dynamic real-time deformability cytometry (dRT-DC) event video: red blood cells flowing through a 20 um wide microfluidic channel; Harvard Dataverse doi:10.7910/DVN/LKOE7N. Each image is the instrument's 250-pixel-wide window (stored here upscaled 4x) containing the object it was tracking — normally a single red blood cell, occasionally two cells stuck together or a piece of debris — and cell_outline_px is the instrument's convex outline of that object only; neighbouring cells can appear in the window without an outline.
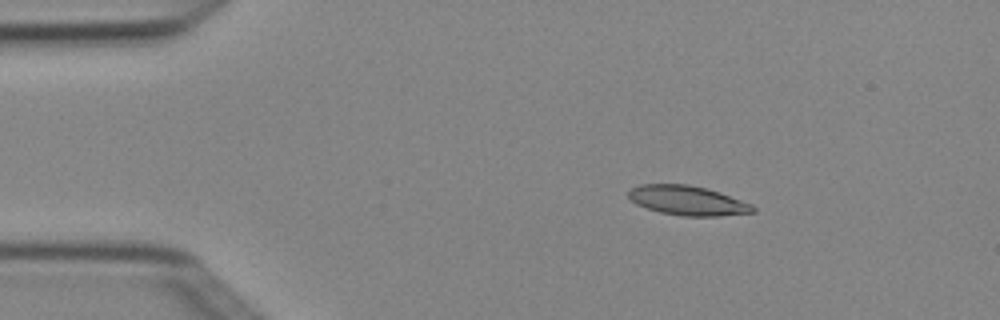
{"species": "Egyptian fruit bat (a non-hibernating species)", "species_latin": "Rousettus aegyptiacus", "temperature_condition": "cold", "stored_images_in_passage": 6, "camera_frame_rate_fps": 3000, "um_per_image_px": 0.085, "animal": {"sex": "female"}, "frame": {"image": 1, "passage_image": 2, "time_ms": 0.333, "image_size_px": [1000, 320], "cell_outline_px": [[756, 212], [720, 216], [680, 216], [660, 212], [636, 204], [628, 196], [628, 192], [632, 188], [640, 184], [688, 184], [708, 188], [720, 192], [752, 204], [756, 208]], "centroid_in_image_um": [58.48, 17.04], "position_along_channel_um": 26.5, "area_um2": 21.5}}
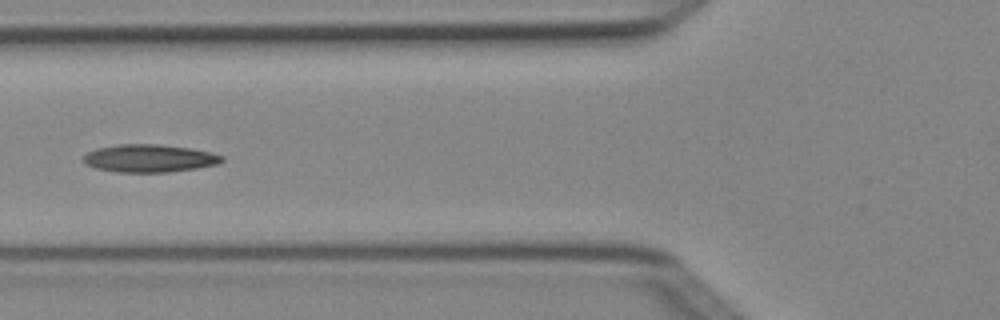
{"frame": {"image": 2, "passage_image": 5, "time_ms": 1.333, "image_size_px": [1000, 320], "cell_outline_px": [[224, 160], [216, 164], [196, 168], [168, 172], [116, 172], [96, 168], [84, 164], [84, 156], [88, 152], [96, 148], [116, 144], [160, 144], [188, 148], [208, 152], [224, 156]], "centroid_in_image_um": [12.65, 13.45], "position_along_channel_um": 113.1, "area_um2": 22.31}}
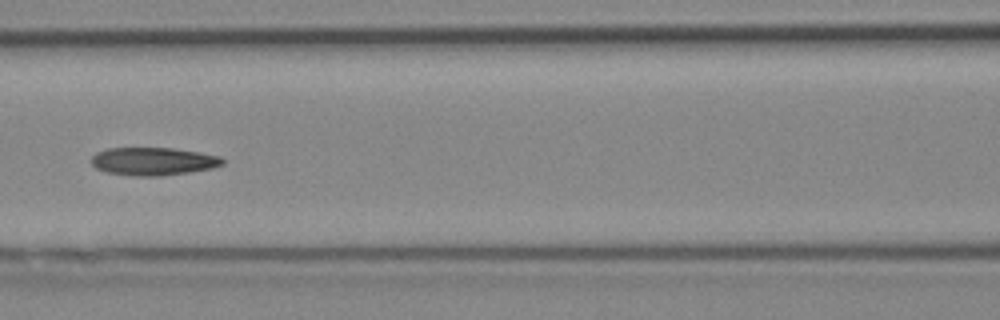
{"frame": {"image": 3, "passage_image": 6, "time_ms": 1.667, "image_size_px": [1000, 320], "cell_outline_px": [[224, 164], [212, 168], [188, 172], [160, 176], [136, 176], [108, 172], [96, 168], [88, 160], [96, 152], [108, 148], [172, 148], [200, 152], [220, 156], [224, 160]], "centroid_in_image_um": [13.01, 13.7], "position_along_channel_um": 153.6, "area_um2": 21.39}}